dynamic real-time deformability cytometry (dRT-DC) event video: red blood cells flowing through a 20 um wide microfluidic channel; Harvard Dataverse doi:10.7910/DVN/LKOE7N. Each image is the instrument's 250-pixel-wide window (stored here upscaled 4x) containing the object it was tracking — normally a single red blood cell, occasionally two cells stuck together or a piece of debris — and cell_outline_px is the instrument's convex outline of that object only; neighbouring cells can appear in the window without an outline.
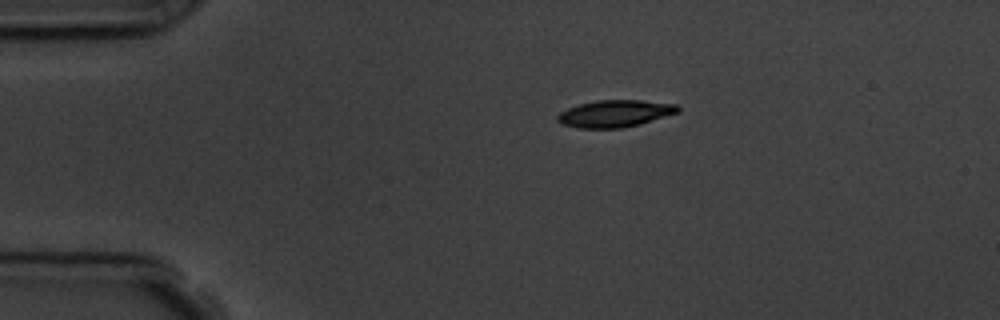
{"species": "common noctule bat (a hibernating species)", "species_latin": "Nyctalus noctula", "temperature_condition": "room temperature", "stored_images_in_passage": 3, "camera_frame_rate_fps": 3000, "um_per_image_px": 0.085, "animal": {"sex": "male", "body_mass_g": 19.5, "forearm_length_mm": 54.6}, "frame": {"image": 1, "passage_image": 1, "time_ms": 0.0, "image_size_px": [1000, 320], "cell_outline_px": [[680, 112], [640, 124], [620, 128], [580, 128], [560, 124], [556, 120], [556, 116], [560, 112], [568, 108], [580, 104], [596, 100], [640, 100], [676, 104], [680, 108]], "centroid_in_image_um": [52.26, 9.65], "position_along_channel_um": 32.7, "area_um2": 19.02}}
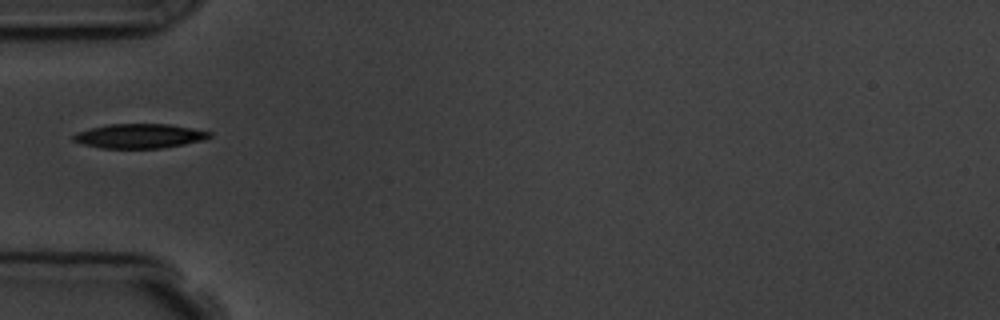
{"frame": {"image": 2, "passage_image": 3, "time_ms": 2.333, "image_size_px": [1000, 320], "cell_outline_px": [[212, 136], [204, 140], [184, 144], [160, 148], [100, 148], [84, 144], [72, 140], [72, 136], [76, 132], [108, 124], [168, 124], [192, 128], [212, 132]], "centroid_in_image_um": [11.86, 11.56], "position_along_channel_um": 73.1, "area_um2": 19.31}}